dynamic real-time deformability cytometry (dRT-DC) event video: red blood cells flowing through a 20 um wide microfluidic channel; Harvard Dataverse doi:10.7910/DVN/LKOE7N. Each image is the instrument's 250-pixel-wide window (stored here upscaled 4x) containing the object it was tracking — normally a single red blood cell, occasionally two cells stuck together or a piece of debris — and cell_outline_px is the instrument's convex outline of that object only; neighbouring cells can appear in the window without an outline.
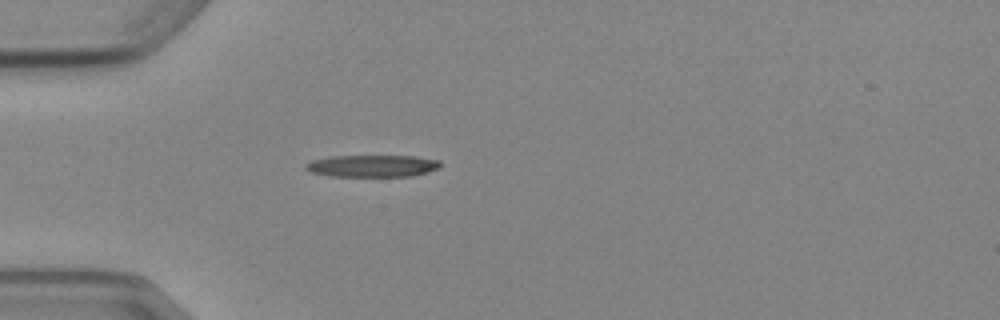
{"species": "Egyptian fruit bat (a non-hibernating species)", "species_latin": "Rousettus aegyptiacus", "temperature_condition": "cold", "stored_images_in_passage": 3, "camera_frame_rate_fps": 3000, "um_per_image_px": 0.085, "animal": {"sex": "female"}, "frame": {"image": 1, "passage_image": 3, "time_ms": 2.333, "image_size_px": [1000, 320], "cell_outline_px": [[440, 168], [412, 176], [328, 176], [312, 172], [304, 168], [304, 164], [312, 160], [332, 156], [412, 156], [440, 160]], "centroid_in_image_um": [31.63, 14.1], "position_along_channel_um": 53.4, "area_um2": 17.22}}